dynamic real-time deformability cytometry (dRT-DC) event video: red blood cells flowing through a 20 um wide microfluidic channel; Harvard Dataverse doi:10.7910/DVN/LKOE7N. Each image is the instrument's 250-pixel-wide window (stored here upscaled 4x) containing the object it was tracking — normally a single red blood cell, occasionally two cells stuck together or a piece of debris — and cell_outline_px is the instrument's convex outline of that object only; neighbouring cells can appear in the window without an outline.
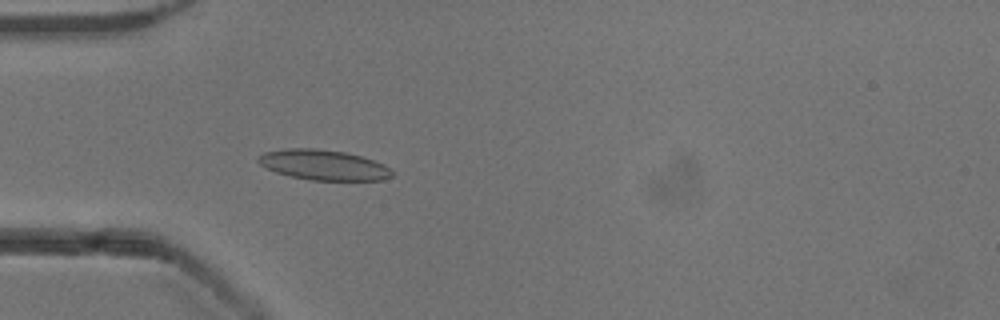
{"species": "common noctule bat (a hibernating species)", "species_latin": "Nyctalus noctula", "temperature_condition": "cold", "stored_images_in_passage": 53, "camera_frame_rate_fps": 3000, "um_per_image_px": 0.085, "animal": {"sex": "male", "body_mass_g": 13.3}, "frame": {"image": 1, "passage_image": 16, "time_ms": 5.0, "image_size_px": [1000, 320], "cell_outline_px": [[396, 172], [392, 176], [384, 180], [312, 180], [288, 176], [276, 172], [260, 164], [256, 160], [256, 156], [264, 152], [288, 148], [316, 148], [344, 152], [360, 156], [384, 164]], "centroid_in_image_um": [27.5, 14.02], "position_along_channel_um": 57.5, "area_um2": 23.7}}
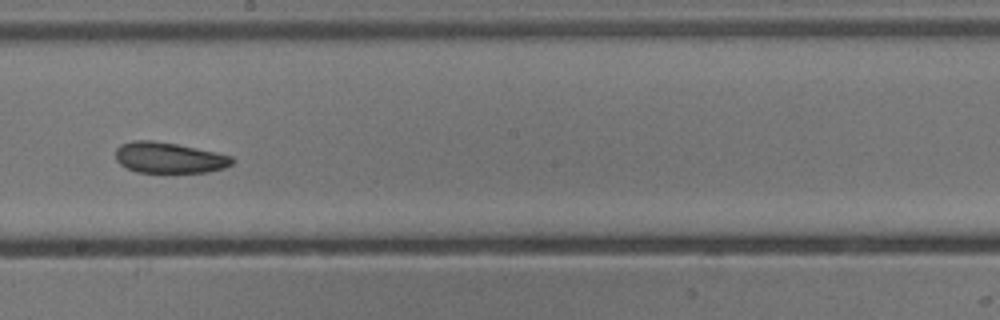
{"frame": {"image": 2, "passage_image": 30, "time_ms": 9.667, "image_size_px": [1000, 320], "cell_outline_px": [[236, 160], [232, 164], [224, 168], [208, 172], [136, 172], [120, 164], [116, 160], [116, 148], [120, 144], [132, 140], [152, 140], [176, 144], [216, 152], [232, 156]], "centroid_in_image_um": [14.37, 13.4], "position_along_channel_um": 233.8, "area_um2": 20.98}}
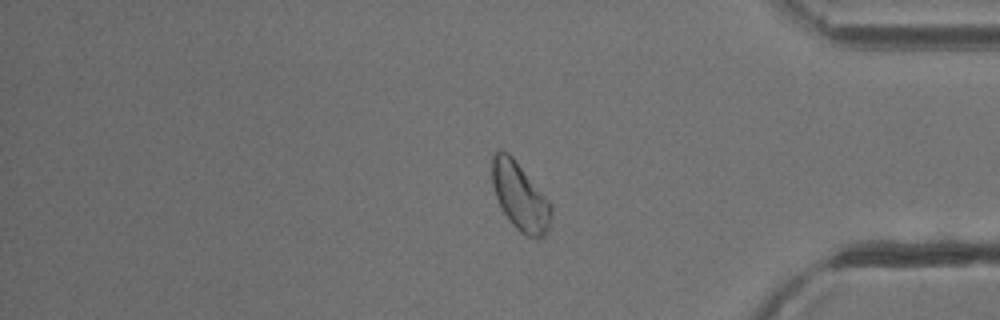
{"frame": {"image": 3, "passage_image": 44, "time_ms": 14.333, "image_size_px": [1000, 320], "cell_outline_px": [[552, 220], [544, 236], [528, 236], [520, 232], [512, 224], [504, 212], [496, 196], [492, 184], [492, 156], [500, 148], [508, 152], [512, 156], [552, 204]], "centroid_in_image_um": [44.21, 16.68], "position_along_channel_um": 391.0, "area_um2": 23.12}, "authors_computed_cell_mechanics": {"area_um2": 22.5998, "velocity_mm_per_s": 3.8749, "shape_relaxation_time_tau1_ms": 4.7395, "shape_relaxation_time_tau2_ms": 3.4948, "deformation_change_tau1": 0.0949, "deformation_change_tau2": 0.0967}}